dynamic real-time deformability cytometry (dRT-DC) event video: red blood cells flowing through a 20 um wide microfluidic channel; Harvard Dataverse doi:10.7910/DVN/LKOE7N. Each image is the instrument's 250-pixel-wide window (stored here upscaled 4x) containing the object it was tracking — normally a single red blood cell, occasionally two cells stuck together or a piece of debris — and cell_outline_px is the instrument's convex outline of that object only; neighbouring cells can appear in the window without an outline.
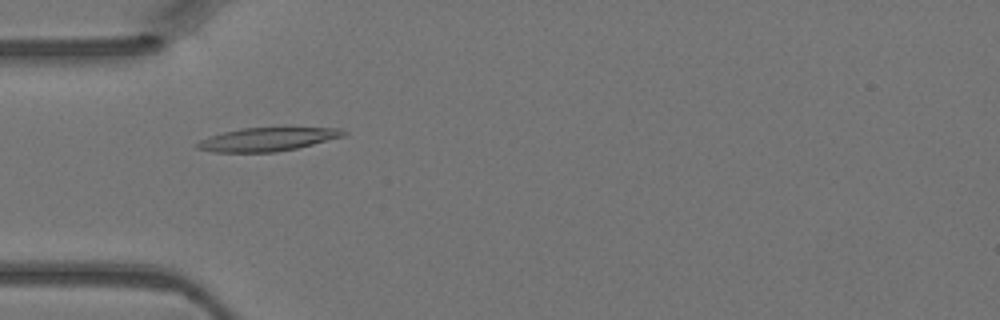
{"species": "Egyptian fruit bat (a non-hibernating species)", "species_latin": "Rousettus aegyptiacus", "temperature_condition": "warm", "stored_images_in_passage": 4, "camera_frame_rate_fps": 3000, "um_per_image_px": 0.085, "animal": {"sex": "female"}, "frame": {"image": 1, "passage_image": 3, "time_ms": 0.667, "image_size_px": [1000, 320], "cell_outline_px": [[348, 132], [344, 136], [296, 148], [276, 152], [212, 152], [196, 148], [196, 144], [200, 140], [208, 136], [240, 128], [288, 124], [340, 128]], "centroid_in_image_um": [22.82, 11.77], "position_along_channel_um": 62.2, "area_um2": 21.27}}